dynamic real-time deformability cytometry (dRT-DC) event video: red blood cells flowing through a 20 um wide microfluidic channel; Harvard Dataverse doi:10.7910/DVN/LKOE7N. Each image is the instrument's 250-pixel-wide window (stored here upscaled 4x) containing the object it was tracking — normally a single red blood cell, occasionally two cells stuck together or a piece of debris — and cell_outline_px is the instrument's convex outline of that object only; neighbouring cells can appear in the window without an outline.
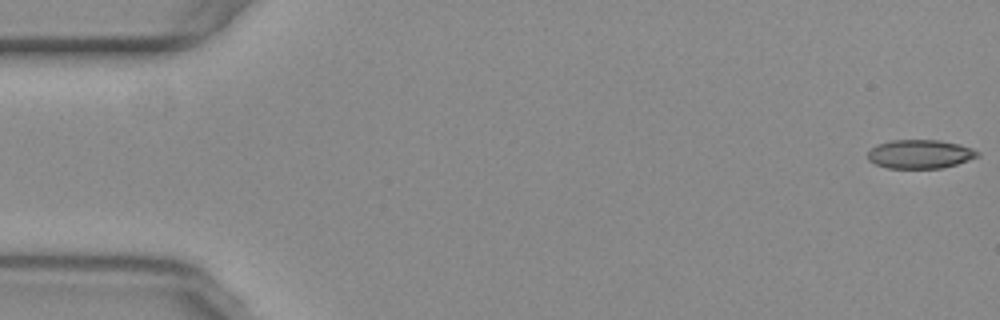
{"species": "common noctule bat (a hibernating species)", "species_latin": "Nyctalus noctula", "temperature_condition": "warm", "stored_images_in_passage": 50, "camera_frame_rate_fps": 3000, "um_per_image_px": 0.085, "animal": {"sex": "female", "body_mass_g": 29.2, "forearm_length_mm": 56.3}, "frame": {"image": 1, "passage_image": 1, "time_ms": 0.0, "image_size_px": [1000, 320], "cell_outline_px": [[980, 156], [944, 168], [888, 168], [876, 164], [868, 160], [868, 152], [876, 144], [892, 140], [940, 140], [960, 144], [972, 148], [980, 152]], "centroid_in_image_um": [78.22, 13.09], "position_along_channel_um": 6.8, "area_um2": 18.5}}
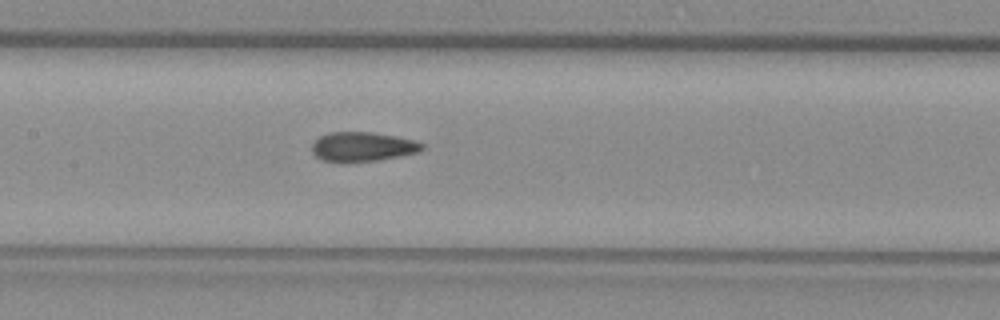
{"frame": {"image": 2, "passage_image": 26, "time_ms": 8.333, "image_size_px": [1000, 320], "cell_outline_px": [[424, 148], [416, 152], [376, 160], [348, 164], [340, 164], [324, 160], [316, 156], [312, 152], [312, 144], [320, 136], [332, 132], [372, 132], [412, 140], [424, 144]], "centroid_in_image_um": [30.74, 12.5], "position_along_channel_um": 176.7, "area_um2": 18.84}}
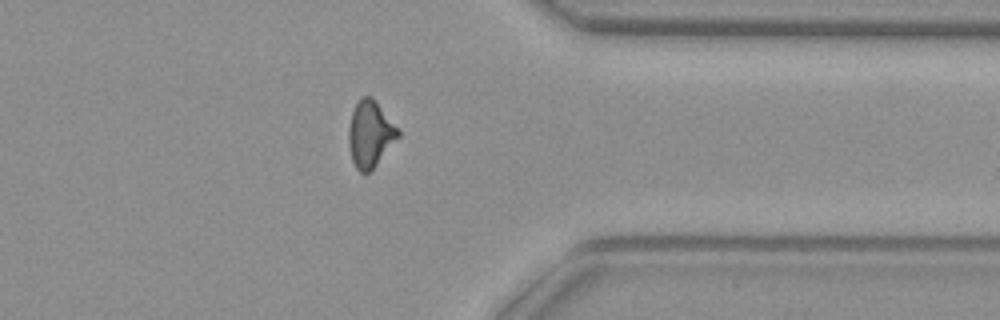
{"frame": {"image": 3, "passage_image": 43, "time_ms": 14.0, "image_size_px": [1000, 320], "cell_outline_px": [[400, 136], [372, 172], [360, 172], [356, 168], [352, 160], [348, 144], [348, 128], [352, 112], [360, 96], [372, 96], [376, 100], [400, 128]], "centroid_in_image_um": [31.49, 11.39], "position_along_channel_um": 379.9, "area_um2": 19.71}, "authors_computed_cell_mechanics": {"area_um2": 19.1607, "velocity_mm_per_s": 3.7827, "shape_relaxation_time_tau1_ms": null, "shape_relaxation_time_tau2_ms": 1.5922, "deformation_change_tau1": null, "deformation_change_tau2": 0.0807}}